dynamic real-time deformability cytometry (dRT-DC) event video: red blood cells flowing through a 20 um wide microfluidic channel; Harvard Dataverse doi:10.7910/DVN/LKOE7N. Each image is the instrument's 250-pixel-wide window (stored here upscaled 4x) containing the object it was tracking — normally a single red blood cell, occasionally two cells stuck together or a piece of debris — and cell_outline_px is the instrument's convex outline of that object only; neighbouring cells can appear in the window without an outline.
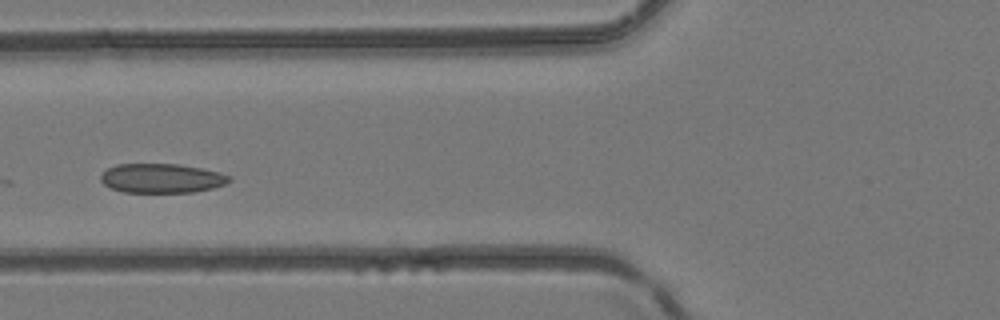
{"species": "common noctule bat (a hibernating species)", "species_latin": "Nyctalus noctula", "temperature_condition": "room temperature", "stored_images_in_passage": 4, "camera_frame_rate_fps": 3000, "um_per_image_px": 0.085, "animal": {"sex": "female", "body_mass_g": 24.6, "forearm_length_mm": 56.2}, "frame": {"image": 1, "passage_image": 4, "time_ms": 1.0, "image_size_px": [1000, 320], "cell_outline_px": [[232, 180], [224, 184], [212, 188], [192, 192], [124, 192], [112, 188], [104, 184], [100, 180], [100, 176], [108, 168], [116, 164], [176, 164], [200, 168], [220, 172], [232, 176]], "centroid_in_image_um": [13.75, 15.15], "position_along_channel_um": 112.0, "area_um2": 21.85}}